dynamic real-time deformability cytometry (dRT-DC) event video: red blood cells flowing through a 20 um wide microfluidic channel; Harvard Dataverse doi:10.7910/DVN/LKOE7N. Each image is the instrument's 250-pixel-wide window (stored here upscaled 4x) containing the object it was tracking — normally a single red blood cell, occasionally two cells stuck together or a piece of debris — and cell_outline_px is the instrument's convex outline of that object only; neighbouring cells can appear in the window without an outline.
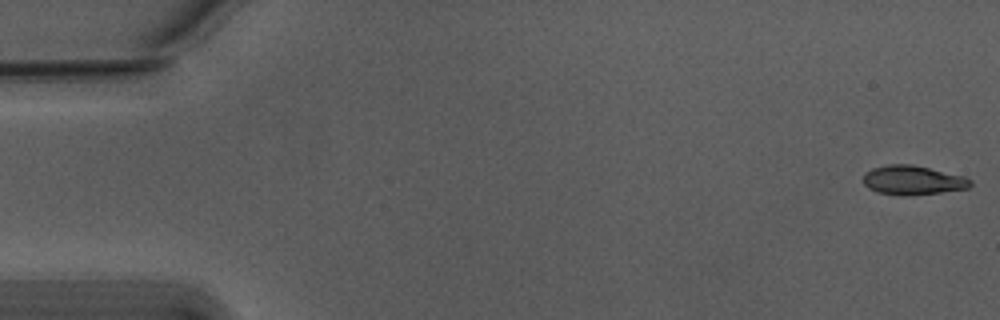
{"species": "Egyptian fruit bat (a non-hibernating species)", "species_latin": "Rousettus aegyptiacus", "temperature_condition": "warm", "stored_images_in_passage": 56, "camera_frame_rate_fps": 3000, "um_per_image_px": 0.085, "animal": {"sex": "male"}, "frame": {"image": 1, "passage_image": 1, "time_ms": 0.0, "image_size_px": [1000, 320], "cell_outline_px": [[972, 184], [968, 188], [940, 192], [904, 196], [900, 196], [876, 192], [868, 188], [864, 184], [864, 172], [872, 168], [888, 164], [912, 164], [964, 176], [972, 180]], "centroid_in_image_um": [77.56, 15.31], "position_along_channel_um": 7.4, "area_um2": 18.32}}
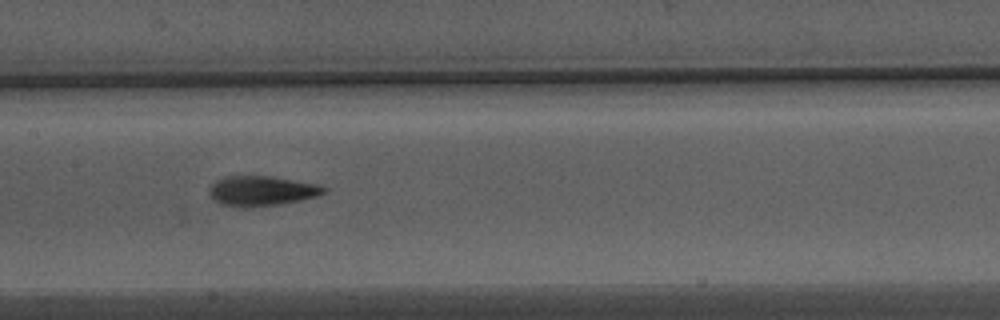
{"frame": {"image": 2, "passage_image": 27, "time_ms": 8.667, "image_size_px": [1000, 320], "cell_outline_px": [[328, 192], [320, 196], [280, 204], [244, 208], [236, 208], [220, 204], [208, 192], [212, 184], [216, 180], [224, 176], [272, 176], [320, 184], [328, 188]], "centroid_in_image_um": [22.29, 16.23], "position_along_channel_um": 185.1, "area_um2": 20.4}}
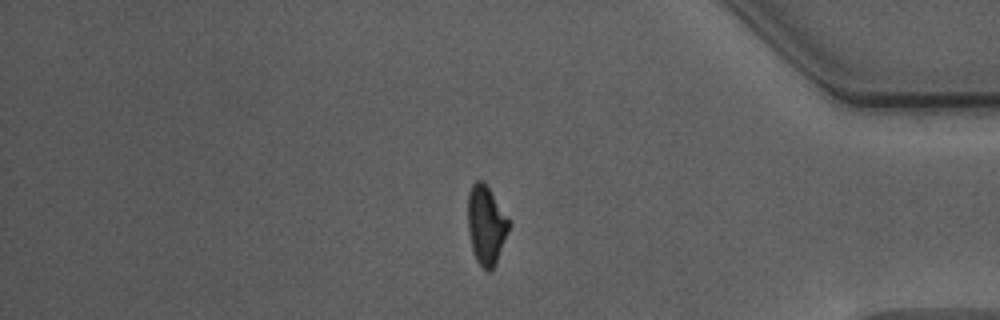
{"frame": {"image": 3, "passage_image": 46, "time_ms": 15.0, "image_size_px": [1000, 320], "cell_outline_px": [[512, 224], [496, 260], [492, 268], [488, 272], [476, 260], [472, 248], [468, 232], [468, 192], [472, 184], [476, 180], [480, 180], [488, 188]], "centroid_in_image_um": [41.31, 19.12], "position_along_channel_um": 393.9, "area_um2": 18.5}, "authors_computed_cell_mechanics": {"area_um2": 18.785, "velocity_mm_per_s": 3.7694, "shape_relaxation_time_tau1_ms": 4.6734, "shape_relaxation_time_tau2_ms": 1.7849, "deformation_change_tau1": 0.1966, "deformation_change_tau2": 0.0875}}